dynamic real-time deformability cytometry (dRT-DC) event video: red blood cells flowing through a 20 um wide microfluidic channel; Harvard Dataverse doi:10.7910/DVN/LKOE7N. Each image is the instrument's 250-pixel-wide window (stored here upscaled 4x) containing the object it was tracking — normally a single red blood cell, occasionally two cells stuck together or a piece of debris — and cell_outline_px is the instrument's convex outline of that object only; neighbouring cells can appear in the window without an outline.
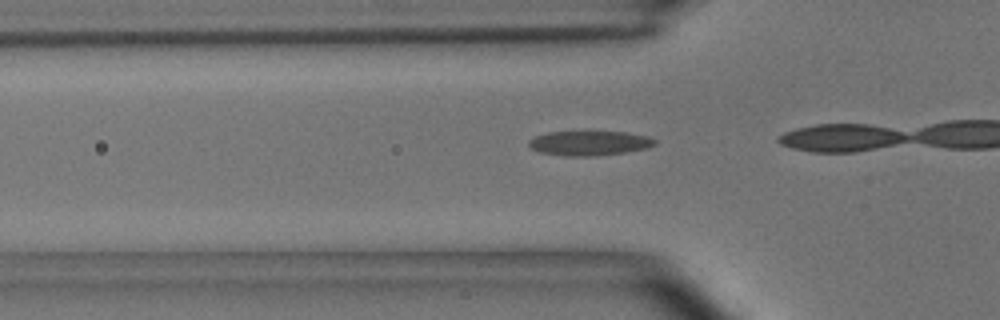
{"species": "common noctule bat (a hibernating species)", "species_latin": "Nyctalus noctula", "temperature_condition": "room temperature", "stored_images_in_passage": 23, "camera_frame_rate_fps": 3000, "um_per_image_px": 0.085, "animal": {"sex": "male", "body_mass_g": 15.6}, "frame": {"image": 1, "passage_image": 13, "time_ms": 4.0, "image_size_px": [1000, 320], "cell_outline_px": [[656, 144], [648, 148], [624, 152], [592, 156], [568, 156], [540, 152], [532, 148], [528, 144], [528, 140], [536, 136], [548, 132], [624, 132], [648, 136], [656, 140]], "centroid_in_image_um": [50.11, 12.16], "position_along_channel_um": 75.7, "area_um2": 17.86}}